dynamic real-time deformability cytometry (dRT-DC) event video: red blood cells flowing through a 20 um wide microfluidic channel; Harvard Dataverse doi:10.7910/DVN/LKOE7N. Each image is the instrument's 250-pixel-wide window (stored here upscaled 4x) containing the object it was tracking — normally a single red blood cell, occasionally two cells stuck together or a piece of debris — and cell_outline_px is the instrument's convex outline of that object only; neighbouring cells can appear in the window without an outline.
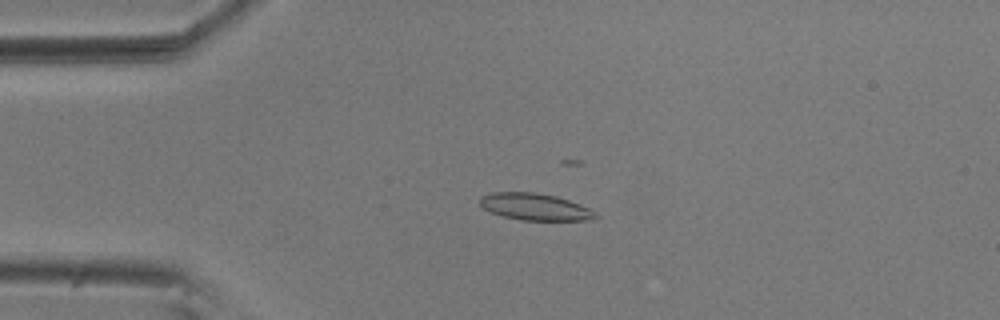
{"species": "common noctule bat (a hibernating species)", "species_latin": "Nyctalus noctula", "temperature_condition": "room temperature", "stored_images_in_passage": 26, "camera_frame_rate_fps": 3000, "um_per_image_px": 0.085, "animal": {"sex": "male", "body_mass_g": 20.5, "forearm_length_mm": 52.5}, "frame": {"image": 1, "passage_image": 7, "time_ms": 2.0, "image_size_px": [1000, 320], "cell_outline_px": [[600, 216], [592, 220], [520, 220], [504, 216], [492, 212], [484, 208], [480, 204], [480, 196], [492, 192], [536, 192], [556, 196], [580, 204], [596, 212]], "centroid_in_image_um": [45.5, 17.58], "position_along_channel_um": 39.5, "area_um2": 18.09}}
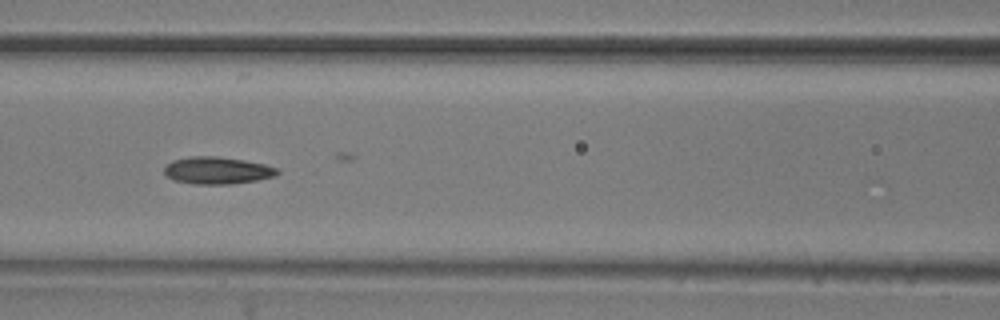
{"frame": {"image": 2, "passage_image": 18, "time_ms": 5.667, "image_size_px": [1000, 320], "cell_outline_px": [[280, 172], [276, 176], [256, 180], [232, 184], [192, 184], [172, 180], [164, 172], [164, 168], [172, 160], [192, 156], [216, 156], [244, 160], [264, 164], [276, 168]], "centroid_in_image_um": [18.46, 14.49], "position_along_channel_um": 148.1, "area_um2": 17.92}}
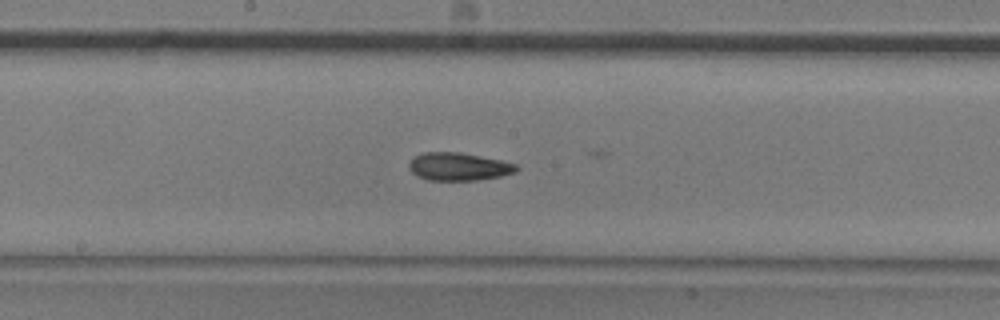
{"frame": {"image": 3, "passage_image": 23, "time_ms": 7.333, "image_size_px": [1000, 320], "cell_outline_px": [[520, 168], [516, 172], [500, 176], [480, 180], [428, 180], [416, 176], [408, 168], [408, 164], [416, 156], [424, 152], [460, 152], [500, 160], [516, 164]], "centroid_in_image_um": [38.99, 14.17], "position_along_channel_um": 209.2, "area_um2": 17.46}}